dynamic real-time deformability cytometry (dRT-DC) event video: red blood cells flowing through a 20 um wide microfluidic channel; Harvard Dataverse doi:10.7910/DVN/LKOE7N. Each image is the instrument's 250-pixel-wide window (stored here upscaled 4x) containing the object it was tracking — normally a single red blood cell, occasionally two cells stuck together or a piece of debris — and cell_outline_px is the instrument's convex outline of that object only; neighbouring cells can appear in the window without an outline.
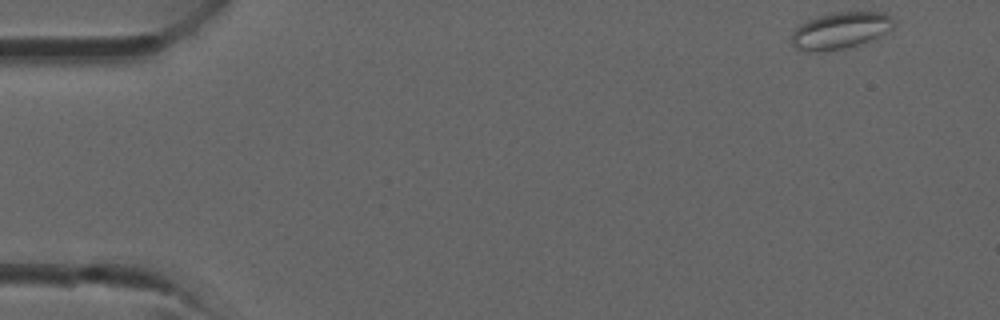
{"species": "common noctule bat (a hibernating species)", "species_latin": "Nyctalus noctula", "temperature_condition": "room temperature", "stored_images_in_passage": 4, "camera_frame_rate_fps": 3000, "um_per_image_px": 0.085, "animal": {"sex": "male", "forearm_length_mm": 52.5}, "frame": {"image": 1, "passage_image": 1, "time_ms": 0.0, "image_size_px": [1000, 320], "cell_outline_px": [[896, 24], [892, 28], [876, 40], [844, 48], [820, 52], [808, 52], [792, 48], [792, 32], [800, 24], [816, 16], [832, 12], [884, 12], [892, 16], [896, 20]], "centroid_in_image_um": [71.46, 2.6], "position_along_channel_um": 13.5, "area_um2": 22.43}}
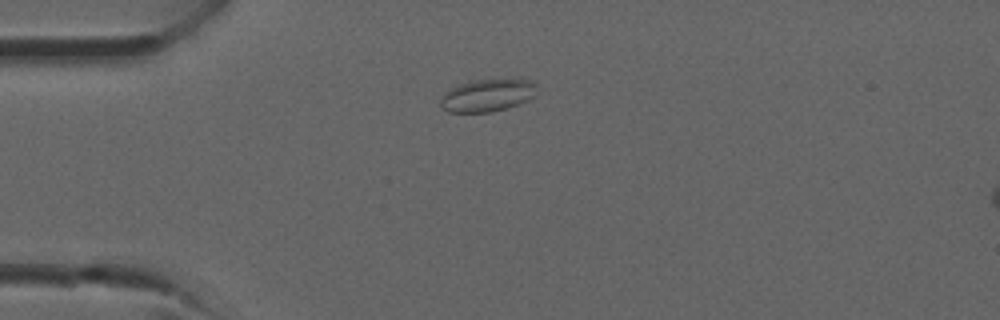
{"frame": {"image": 2, "passage_image": 3, "time_ms": 0.667, "image_size_px": [1000, 320], "cell_outline_px": [[536, 84], [532, 96], [528, 100], [508, 108], [492, 112], [448, 112], [440, 108], [440, 96], [444, 92], [460, 84], [472, 80], [508, 76], [532, 80]], "centroid_in_image_um": [41.42, 8.06], "position_along_channel_um": 43.6, "area_um2": 18.96}}